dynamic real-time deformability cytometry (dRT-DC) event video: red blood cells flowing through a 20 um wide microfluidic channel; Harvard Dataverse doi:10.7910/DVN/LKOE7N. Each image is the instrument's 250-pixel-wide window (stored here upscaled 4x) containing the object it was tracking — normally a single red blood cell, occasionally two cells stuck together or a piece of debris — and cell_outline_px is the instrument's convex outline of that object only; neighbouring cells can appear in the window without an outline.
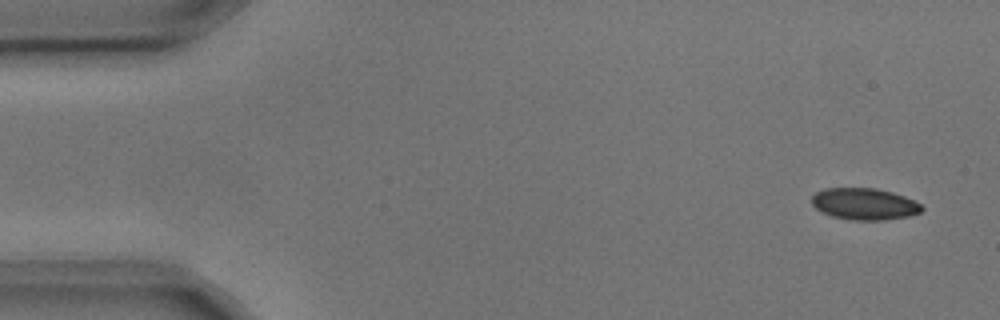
{"species": "common noctule bat (a hibernating species)", "species_latin": "Nyctalus noctula", "temperature_condition": "cold", "stored_images_in_passage": 14, "camera_frame_rate_fps": 3000, "um_per_image_px": 0.085, "animal": {"sex": "male", "body_mass_g": 17.9, "forearm_length_mm": 54.2}, "frame": {"image": 1, "passage_image": 1, "time_ms": 0.0, "image_size_px": [1000, 320], "cell_outline_px": [[924, 208], [920, 212], [908, 216], [888, 220], [852, 220], [832, 216], [816, 208], [812, 204], [812, 196], [816, 192], [824, 188], [876, 188], [892, 192], [904, 196], [920, 204]], "centroid_in_image_um": [73.47, 17.33], "position_along_channel_um": 11.5, "area_um2": 20.23}}
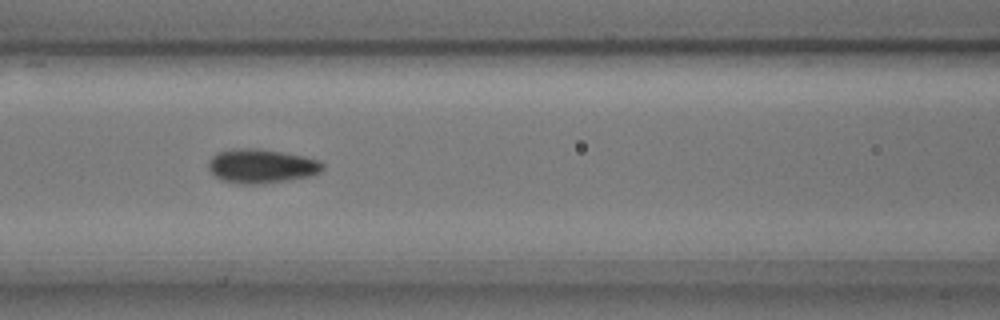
{"frame": {"image": 2, "passage_image": 6, "time_ms": 1.667, "image_size_px": [1000, 320], "cell_outline_px": [[324, 168], [320, 172], [308, 176], [264, 184], [240, 184], [220, 180], [208, 168], [208, 160], [212, 156], [220, 152], [236, 148], [256, 148], [284, 152], [304, 156], [320, 160], [324, 164]], "centroid_in_image_um": [22.22, 14.11], "position_along_channel_um": 144.4, "area_um2": 22.77}}
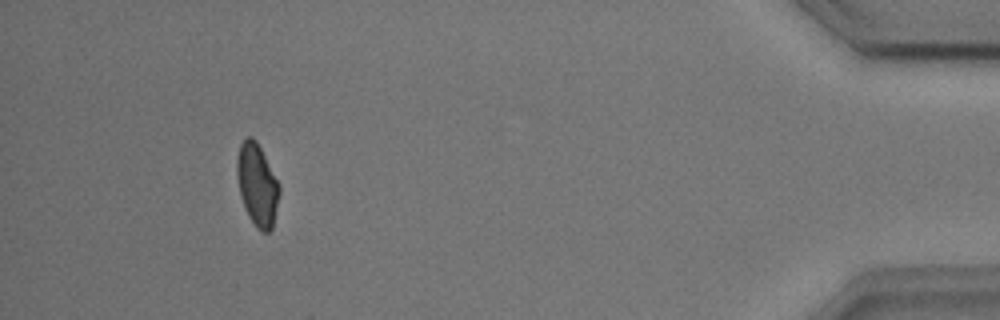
{"frame": {"image": 3, "passage_image": 13, "time_ms": 4.0, "image_size_px": [1000, 320], "cell_outline_px": [[280, 192], [272, 228], [268, 232], [260, 232], [256, 228], [248, 216], [244, 208], [240, 196], [236, 172], [236, 160], [240, 144], [248, 136], [252, 136], [256, 140], [280, 184]], "centroid_in_image_um": [21.85, 15.72], "position_along_channel_um": 413.4, "area_um2": 20.46}}